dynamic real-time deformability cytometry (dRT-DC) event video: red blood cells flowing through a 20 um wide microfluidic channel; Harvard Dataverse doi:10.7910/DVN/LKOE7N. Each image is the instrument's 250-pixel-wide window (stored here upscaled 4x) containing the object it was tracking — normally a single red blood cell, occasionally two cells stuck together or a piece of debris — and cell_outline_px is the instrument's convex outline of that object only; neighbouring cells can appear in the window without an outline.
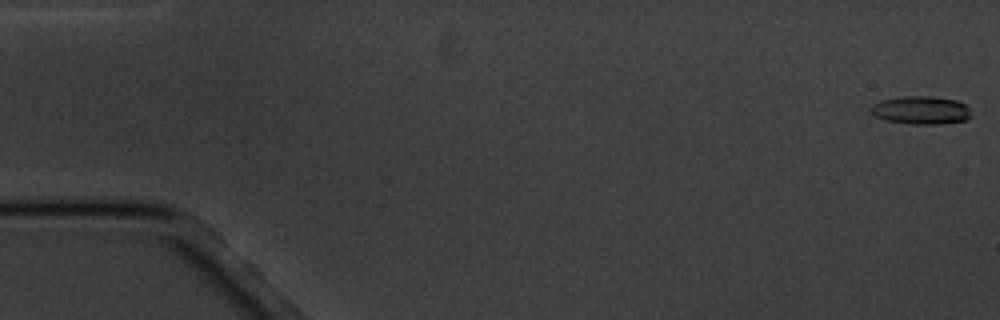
{"species": "common noctule bat (a hibernating species)", "species_latin": "Nyctalus noctula", "temperature_condition": "cold", "stored_images_in_passage": 9, "camera_frame_rate_fps": 3000, "um_per_image_px": 0.085, "animal": {"sex": "male", "body_mass_g": 20.1, "forearm_length_mm": 53.5}, "frame": {"image": 1, "passage_image": 1, "time_ms": 0.0, "image_size_px": [1000, 320], "cell_outline_px": [[972, 116], [968, 120], [940, 124], [912, 124], [884, 120], [876, 116], [872, 112], [872, 104], [880, 100], [900, 96], [932, 96], [956, 100], [964, 104], [968, 108]], "centroid_in_image_um": [78.3, 9.36], "position_along_channel_um": 6.7, "area_um2": 16.53}}
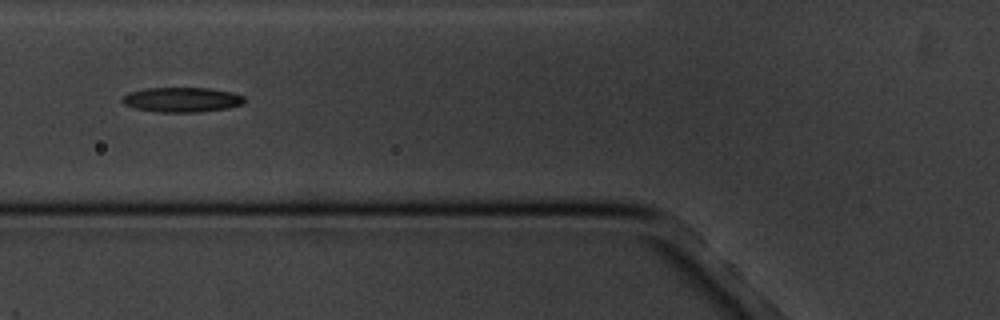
{"frame": {"image": 2, "passage_image": 7, "time_ms": 7.0, "image_size_px": [1000, 320], "cell_outline_px": [[244, 104], [228, 108], [196, 112], [156, 112], [136, 108], [124, 104], [120, 100], [128, 92], [144, 88], [208, 88], [228, 92], [244, 96]], "centroid_in_image_um": [15.42, 8.47], "position_along_channel_um": 110.4, "area_um2": 17.57}}
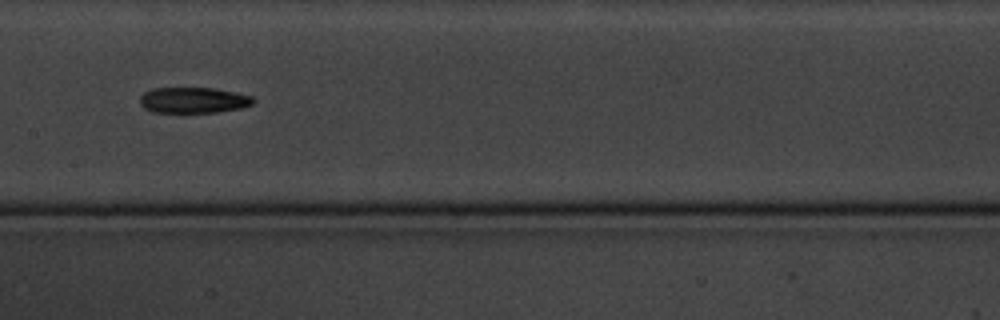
{"frame": {"image": 3, "passage_image": 9, "time_ms": 9.333, "image_size_px": [1000, 320], "cell_outline_px": [[256, 100], [252, 104], [240, 108], [216, 112], [152, 112], [144, 108], [140, 104], [140, 96], [144, 92], [152, 88], [216, 88], [252, 96]], "centroid_in_image_um": [16.42, 8.51], "position_along_channel_um": 191.0, "area_um2": 17.05}}